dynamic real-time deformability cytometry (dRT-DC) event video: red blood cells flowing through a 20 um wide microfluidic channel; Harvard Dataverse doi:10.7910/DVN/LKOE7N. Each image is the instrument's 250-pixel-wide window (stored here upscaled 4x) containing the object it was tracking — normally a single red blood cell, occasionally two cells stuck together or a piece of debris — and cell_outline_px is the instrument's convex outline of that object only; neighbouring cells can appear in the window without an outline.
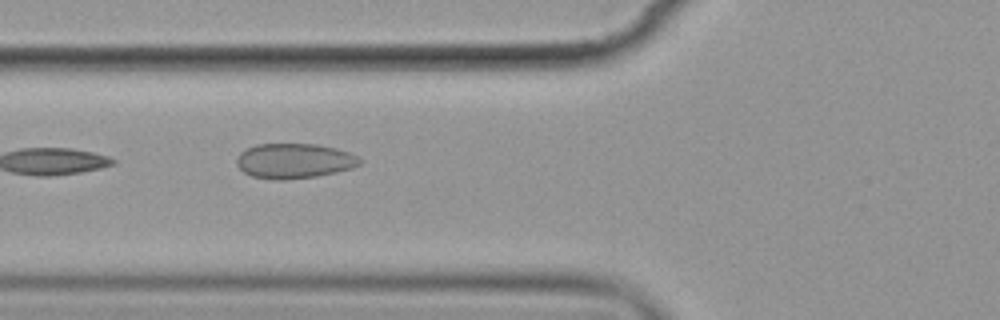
{"species": "common noctule bat (a hibernating species)", "species_latin": "Nyctalus noctula", "temperature_condition": "cold", "stored_images_in_passage": 15, "camera_frame_rate_fps": 3000, "um_per_image_px": 0.085, "animal": {"sex": "female", "body_mass_g": 19.9}, "frame": {"image": 1, "passage_image": 6, "time_ms": 6.667, "image_size_px": [1000, 320], "cell_outline_px": [[364, 160], [360, 164], [352, 168], [336, 172], [316, 176], [284, 180], [276, 180], [252, 176], [244, 172], [236, 164], [236, 160], [240, 152], [256, 144], [316, 144], [336, 148], [360, 156]], "centroid_in_image_um": [25.04, 13.67], "position_along_channel_um": 100.8, "area_um2": 25.2}}
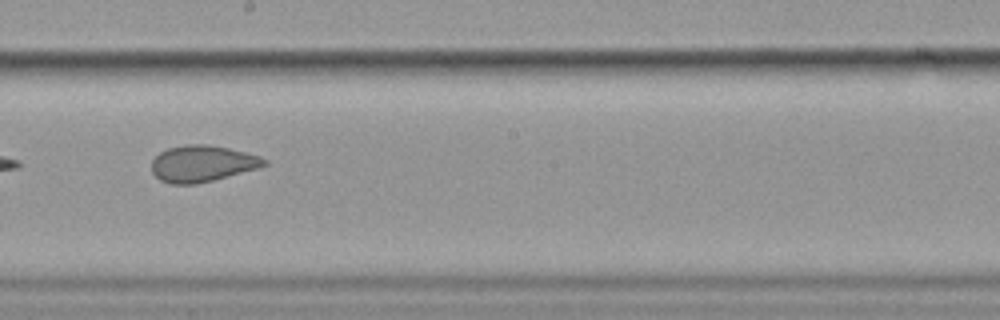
{"frame": {"image": 2, "passage_image": 9, "time_ms": 10.333, "image_size_px": [1000, 320], "cell_outline_px": [[268, 164], [260, 168], [196, 184], [168, 184], [160, 180], [152, 172], [152, 160], [160, 152], [168, 148], [188, 144], [208, 144], [228, 148], [260, 156], [268, 160]], "centroid_in_image_um": [17.2, 13.91], "position_along_channel_um": 231.0, "area_um2": 23.93}}
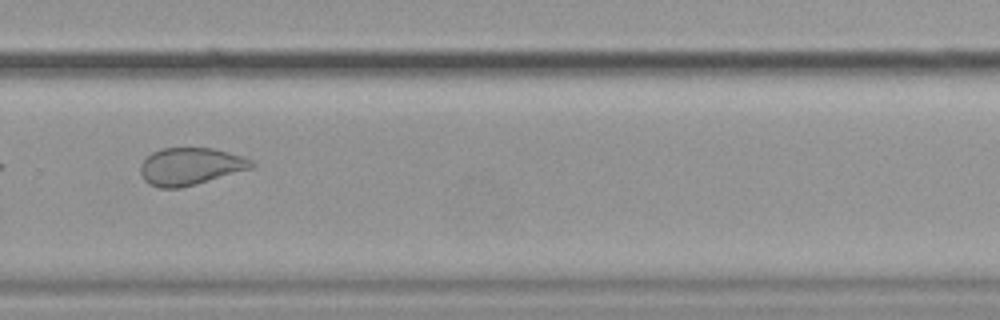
{"frame": {"image": 3, "passage_image": 11, "time_ms": 12.667, "image_size_px": [1000, 320], "cell_outline_px": [[256, 164], [252, 168], [196, 184], [180, 188], [160, 188], [148, 184], [144, 180], [140, 172], [140, 164], [152, 152], [164, 148], [212, 148], [244, 156], [252, 160]], "centroid_in_image_um": [16.18, 14.14], "position_along_channel_um": 313.6, "area_um2": 24.16}, "authors_computed_cell_mechanics": {"area_um2": 24.6806, "velocity_mm_per_s": 3.5652, "shape_relaxation_time_tau1_ms": 5.1599, "shape_relaxation_time_tau2_ms": null, "deformation_change_tau1": 0.0648, "deformation_change_tau2": null}}